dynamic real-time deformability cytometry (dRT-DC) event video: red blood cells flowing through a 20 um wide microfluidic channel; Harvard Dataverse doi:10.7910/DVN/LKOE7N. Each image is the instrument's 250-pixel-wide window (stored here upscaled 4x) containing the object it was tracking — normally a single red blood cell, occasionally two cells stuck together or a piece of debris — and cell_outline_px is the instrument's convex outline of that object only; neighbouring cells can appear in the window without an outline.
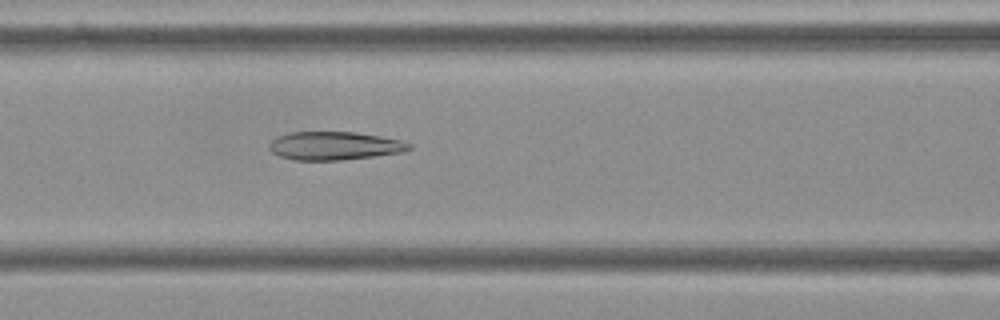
{"species": "Egyptian fruit bat (a non-hibernating species)", "species_latin": "Rousettus aegyptiacus", "temperature_condition": "cold", "stored_images_in_passage": 52, "camera_frame_rate_fps": 3000, "um_per_image_px": 0.085, "frame": {"image": 1, "passage_image": 20, "time_ms": 6.333, "image_size_px": [1000, 320], "cell_outline_px": [[412, 148], [404, 152], [340, 160], [296, 160], [280, 156], [272, 152], [268, 148], [268, 144], [276, 136], [288, 132], [356, 132], [404, 140], [412, 144]], "centroid_in_image_um": [28.44, 12.38], "position_along_channel_um": 138.2, "area_um2": 23.24}}
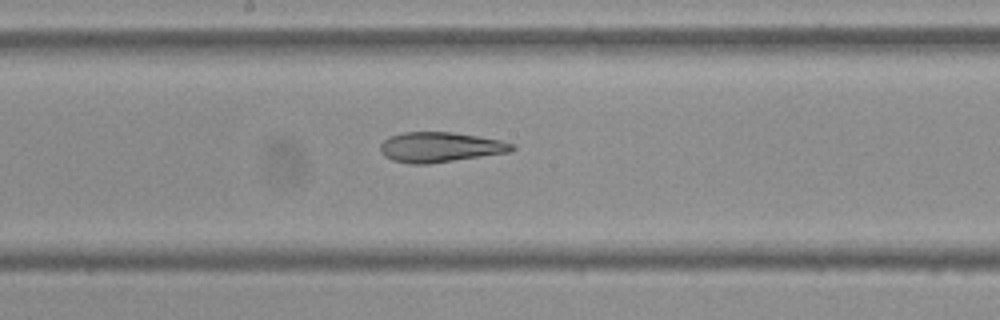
{"frame": {"image": 2, "passage_image": 26, "time_ms": 8.333, "image_size_px": [1000, 320], "cell_outline_px": [[516, 148], [508, 152], [428, 164], [412, 164], [392, 160], [384, 156], [380, 152], [380, 144], [388, 136], [404, 132], [452, 132], [500, 140], [516, 144]], "centroid_in_image_um": [37.38, 12.5], "position_along_channel_um": 210.8, "area_um2": 23.0}}
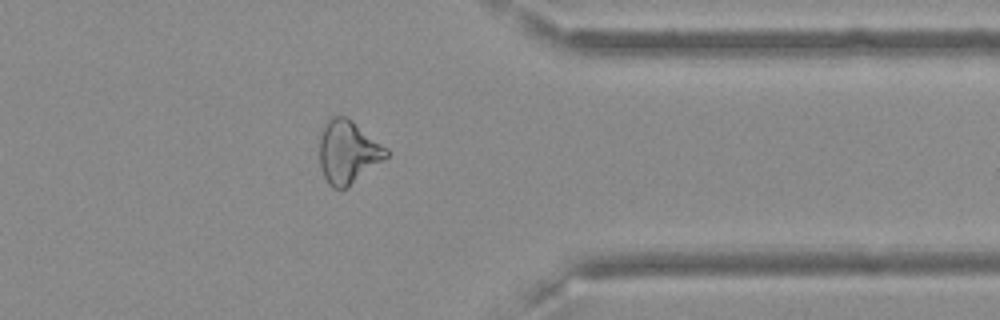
{"frame": {"image": 3, "passage_image": 41, "time_ms": 13.333, "image_size_px": [1000, 320], "cell_outline_px": [[388, 156], [384, 160], [340, 192], [332, 188], [328, 184], [320, 168], [320, 136], [324, 124], [332, 116], [344, 116], [388, 148]], "centroid_in_image_um": [29.55, 12.96], "position_along_channel_um": 381.8, "area_um2": 24.33}, "authors_computed_cell_mechanics": {"area_um2": 25.0274, "velocity_mm_per_s": 3.6321, "shape_relaxation_time_tau1_ms": null, "shape_relaxation_time_tau2_ms": 4.6258, "deformation_change_tau1": null, "deformation_change_tau2": 0.1038}}